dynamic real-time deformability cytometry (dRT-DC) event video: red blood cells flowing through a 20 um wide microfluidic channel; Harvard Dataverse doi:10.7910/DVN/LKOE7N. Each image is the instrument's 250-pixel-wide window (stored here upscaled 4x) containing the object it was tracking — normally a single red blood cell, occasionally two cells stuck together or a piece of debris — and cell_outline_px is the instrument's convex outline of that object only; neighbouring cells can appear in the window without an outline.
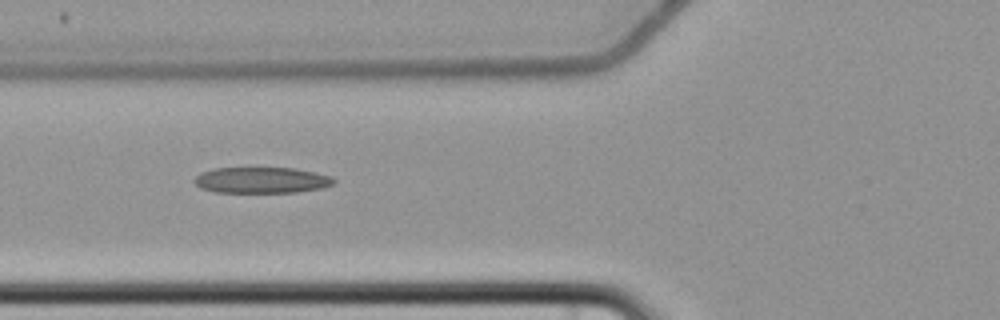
{"species": "common noctule bat (a hibernating species)", "species_latin": "Nyctalus noctula", "temperature_condition": "cold", "stored_images_in_passage": 3, "camera_frame_rate_fps": 3000, "um_per_image_px": 0.085, "animal": {"sex": "female", "body_mass_g": 22.7, "forearm_length_mm": 54.2}, "frame": {"image": 1, "passage_image": 2, "time_ms": 1.0, "image_size_px": [1000, 320], "cell_outline_px": [[336, 180], [332, 184], [324, 188], [296, 192], [216, 192], [200, 188], [192, 180], [200, 172], [212, 168], [296, 168], [316, 172], [332, 176]], "centroid_in_image_um": [22.24, 15.3], "position_along_channel_um": 103.6, "area_um2": 21.33}}
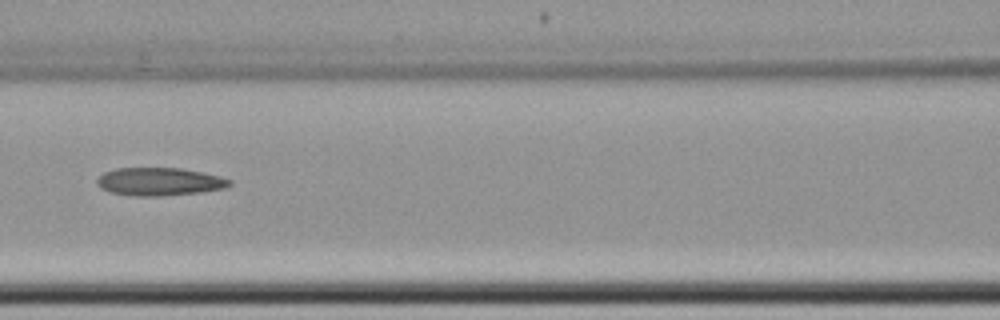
{"frame": {"image": 2, "passage_image": 3, "time_ms": 2.333, "image_size_px": [1000, 320], "cell_outline_px": [[232, 184], [224, 188], [200, 192], [160, 196], [136, 196], [108, 192], [100, 188], [96, 184], [96, 180], [104, 172], [116, 168], [180, 168], [220, 176], [232, 180]], "centroid_in_image_um": [13.52, 15.44], "position_along_channel_um": 153.1, "area_um2": 21.62}}